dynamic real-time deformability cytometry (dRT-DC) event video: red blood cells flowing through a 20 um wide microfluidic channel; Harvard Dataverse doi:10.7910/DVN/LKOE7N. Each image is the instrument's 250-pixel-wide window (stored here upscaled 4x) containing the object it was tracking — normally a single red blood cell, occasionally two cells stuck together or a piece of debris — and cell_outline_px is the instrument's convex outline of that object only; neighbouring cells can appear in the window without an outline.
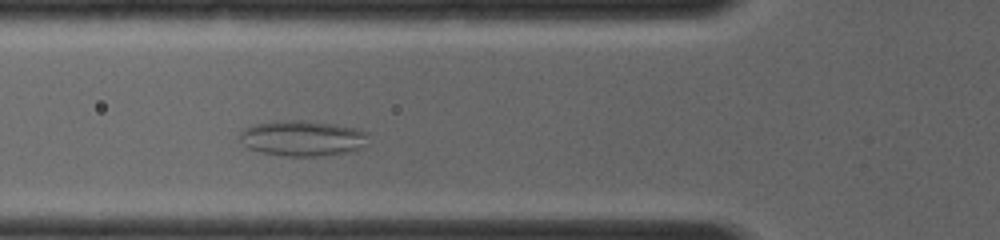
{"species": "common noctule bat (a hibernating species)", "species_latin": "Nyctalus noctula", "temperature_condition": "room temperature", "stored_images_in_passage": 3, "camera_frame_rate_fps": 4000, "um_per_image_px": 0.085, "animal": {"sex": "female", "body_mass_g": 19.0, "forearm_length_mm": 56.7}, "frame": {"image": 1, "passage_image": 3, "time_ms": 2.0, "image_size_px": [1000, 240], "cell_outline_px": [[368, 132], [360, 148], [344, 152], [324, 156], [284, 156], [260, 152], [248, 148], [236, 136], [244, 128], [252, 124], [276, 120], [308, 120], [336, 124], [356, 128]], "centroid_in_image_um": [25.62, 11.73], "position_along_channel_um": 100.2, "area_um2": 26.82}}